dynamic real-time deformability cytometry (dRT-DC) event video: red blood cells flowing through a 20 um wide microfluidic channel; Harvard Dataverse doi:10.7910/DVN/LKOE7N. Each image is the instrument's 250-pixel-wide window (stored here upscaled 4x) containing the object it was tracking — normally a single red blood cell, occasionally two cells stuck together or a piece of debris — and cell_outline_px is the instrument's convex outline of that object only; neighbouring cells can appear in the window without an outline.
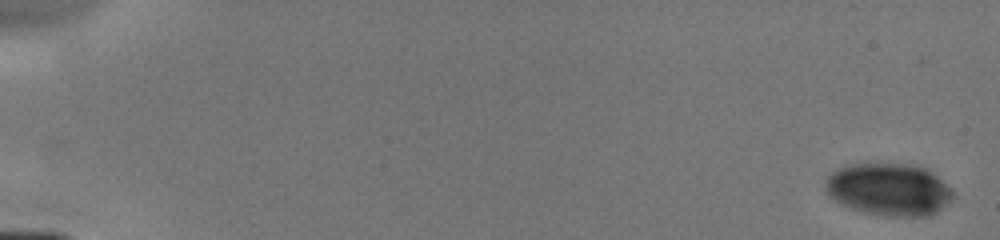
{"species": "human", "species_latin": "Homo sapiens", "temperature_condition": "cold", "stored_images_in_passage": 6, "camera_frame_rate_fps": 3000, "um_per_image_px": 0.085, "donor": {"sex": "male"}, "frame": {"image": 1, "passage_image": 1, "time_ms": 0.0, "image_size_px": [1000, 240], "cell_outline_px": [[956, 196], [936, 212], [928, 216], [892, 216], [864, 212], [852, 208], [828, 196], [824, 184], [824, 180], [832, 172], [848, 164], [916, 164], [928, 168], [952, 188]], "centroid_in_image_um": [75.59, 16.08], "position_along_channel_um": 9.4, "area_um2": 39.07}}
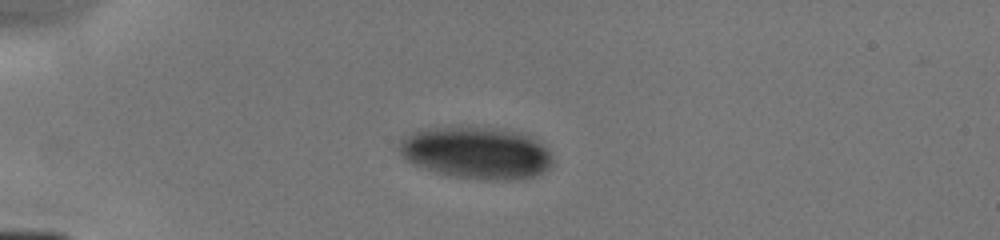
{"frame": {"image": 2, "passage_image": 6, "time_ms": 4.333, "image_size_px": [1000, 240], "cell_outline_px": [[552, 164], [544, 172], [536, 176], [508, 180], [484, 180], [456, 176], [436, 172], [424, 168], [400, 156], [396, 148], [400, 140], [404, 136], [412, 132], [424, 128], [456, 124], [496, 128], [528, 136], [536, 140], [548, 152], [552, 160]], "centroid_in_image_um": [40.4, 12.96], "position_along_channel_um": 44.6, "area_um2": 46.99}}